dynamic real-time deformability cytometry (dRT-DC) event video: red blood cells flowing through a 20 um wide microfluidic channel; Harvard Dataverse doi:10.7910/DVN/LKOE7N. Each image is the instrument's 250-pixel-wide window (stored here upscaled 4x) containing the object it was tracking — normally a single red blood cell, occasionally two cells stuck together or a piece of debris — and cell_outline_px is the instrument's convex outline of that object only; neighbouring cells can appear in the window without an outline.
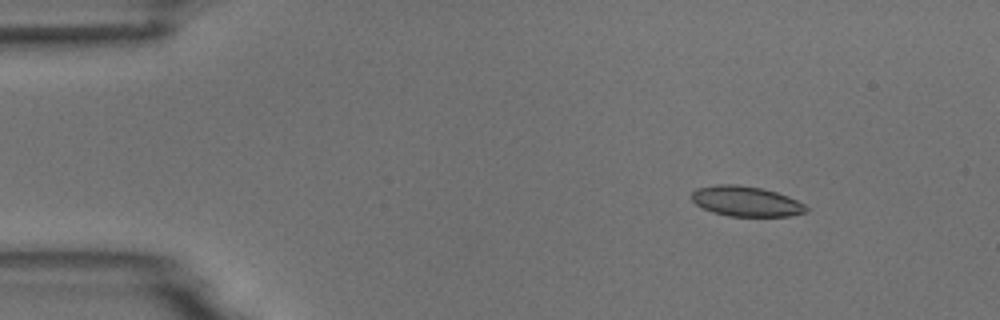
{"species": "common noctule bat (a hibernating species)", "species_latin": "Nyctalus noctula", "temperature_condition": "room temperature", "stored_images_in_passage": 4, "camera_frame_rate_fps": 3000, "um_per_image_px": 0.085, "animal": {"sex": "male", "body_mass_g": 18.8}, "frame": {"image": 1, "passage_image": 2, "time_ms": 1.333, "image_size_px": [1000, 320], "cell_outline_px": [[808, 212], [788, 216], [728, 216], [712, 212], [696, 204], [692, 200], [692, 192], [696, 188], [716, 184], [736, 184], [760, 188], [776, 192], [788, 196], [804, 204], [808, 208]], "centroid_in_image_um": [63.41, 17.11], "position_along_channel_um": 21.6, "area_um2": 20.11}}